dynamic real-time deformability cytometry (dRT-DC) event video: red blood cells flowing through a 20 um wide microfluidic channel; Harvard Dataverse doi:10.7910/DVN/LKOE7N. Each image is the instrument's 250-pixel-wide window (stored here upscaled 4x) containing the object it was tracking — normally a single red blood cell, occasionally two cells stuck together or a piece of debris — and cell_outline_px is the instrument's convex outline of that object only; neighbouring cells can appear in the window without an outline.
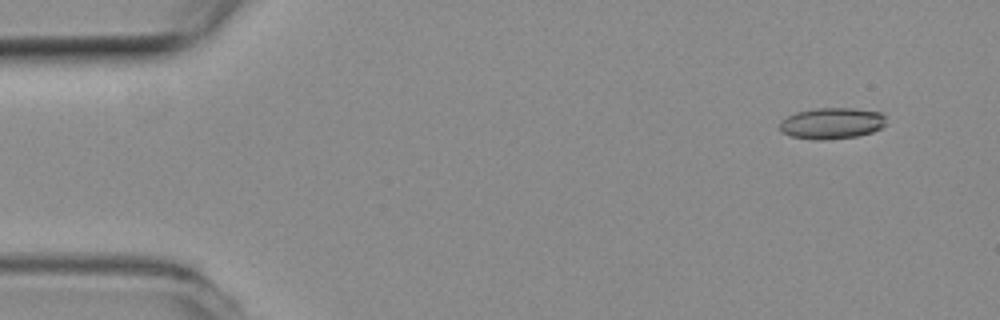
{"species": "common noctule bat (a hibernating species)", "species_latin": "Nyctalus noctula", "temperature_condition": "room temperature", "stored_images_in_passage": 54, "camera_frame_rate_fps": 3000, "um_per_image_px": 0.085, "animal": {"sex": "female", "body_mass_g": 19.3, "forearm_length_mm": 54.1}, "frame": {"image": 1, "passage_image": 5, "time_ms": 1.333, "image_size_px": [1000, 320], "cell_outline_px": [[884, 124], [880, 128], [872, 132], [856, 136], [820, 140], [812, 140], [792, 136], [784, 132], [780, 128], [780, 120], [796, 112], [816, 108], [852, 108], [880, 112], [884, 116]], "centroid_in_image_um": [70.68, 10.47], "position_along_channel_um": 14.3, "area_um2": 19.13}}
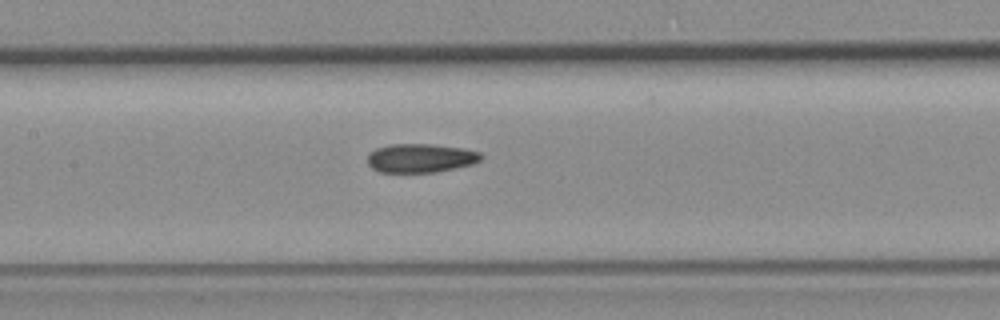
{"frame": {"image": 2, "passage_image": 26, "time_ms": 8.333, "image_size_px": [1000, 320], "cell_outline_px": [[480, 160], [472, 164], [436, 172], [380, 172], [372, 168], [368, 164], [368, 152], [376, 148], [392, 144], [428, 144], [460, 148], [480, 152]], "centroid_in_image_um": [35.69, 13.44], "position_along_channel_um": 171.7, "area_um2": 18.84}}
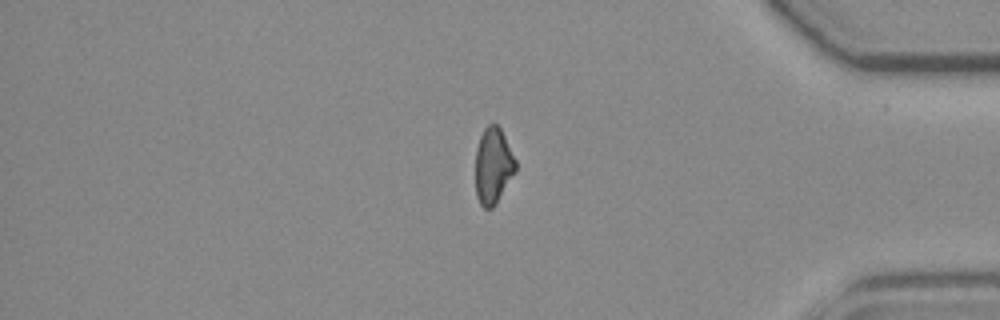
{"frame": {"image": 3, "passage_image": 46, "time_ms": 15.0, "image_size_px": [1000, 320], "cell_outline_px": [[516, 172], [492, 208], [484, 208], [480, 204], [476, 196], [476, 148], [480, 136], [484, 128], [488, 124], [496, 124], [500, 128], [516, 160]], "centroid_in_image_um": [41.91, 14.08], "position_along_channel_um": 393.3, "area_um2": 17.69}}